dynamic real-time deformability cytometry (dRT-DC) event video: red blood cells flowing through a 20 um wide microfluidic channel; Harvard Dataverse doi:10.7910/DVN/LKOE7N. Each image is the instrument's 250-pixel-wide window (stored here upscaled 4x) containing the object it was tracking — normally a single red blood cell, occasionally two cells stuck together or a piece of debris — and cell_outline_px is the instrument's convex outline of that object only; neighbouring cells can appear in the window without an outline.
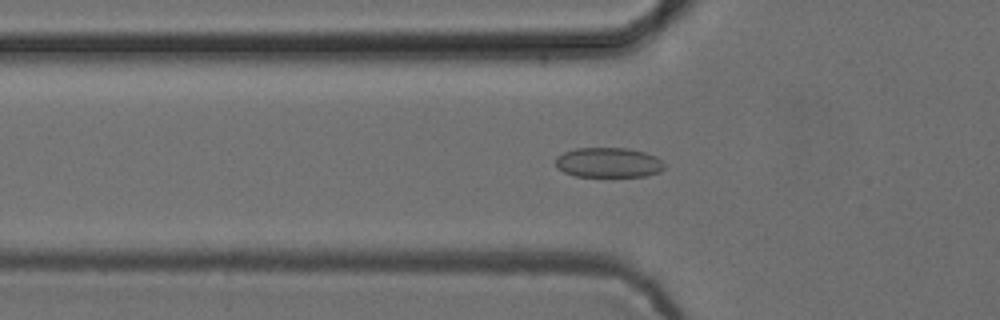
{"species": "common noctule bat (a hibernating species)", "species_latin": "Nyctalus noctula", "temperature_condition": "cold", "stored_images_in_passage": 42, "camera_frame_rate_fps": 3000, "um_per_image_px": 0.085, "animal": {"sex": "female", "body_mass_g": 24.6, "forearm_length_mm": 56.2}, "frame": {"image": 1, "passage_image": 13, "time_ms": 4.0, "image_size_px": [1000, 320], "cell_outline_px": [[664, 168], [660, 172], [644, 176], [576, 176], [564, 172], [556, 168], [556, 156], [564, 152], [576, 148], [628, 148], [644, 152], [656, 156], [664, 164]], "centroid_in_image_um": [51.7, 13.81], "position_along_channel_um": 74.1, "area_um2": 18.96}}
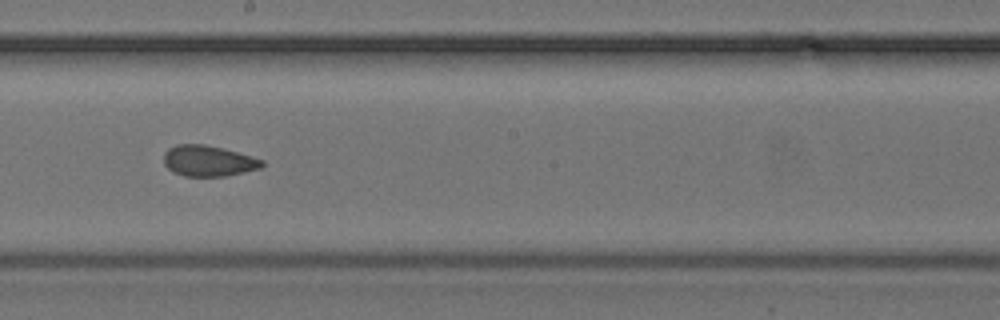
{"frame": {"image": 2, "passage_image": 25, "time_ms": 8.0, "image_size_px": [1000, 320], "cell_outline_px": [[264, 164], [260, 168], [244, 172], [224, 176], [184, 176], [172, 172], [164, 164], [164, 152], [168, 148], [176, 144], [204, 144], [224, 148], [252, 156], [264, 160]], "centroid_in_image_um": [17.7, 13.67], "position_along_channel_um": 230.5, "area_um2": 17.8}}
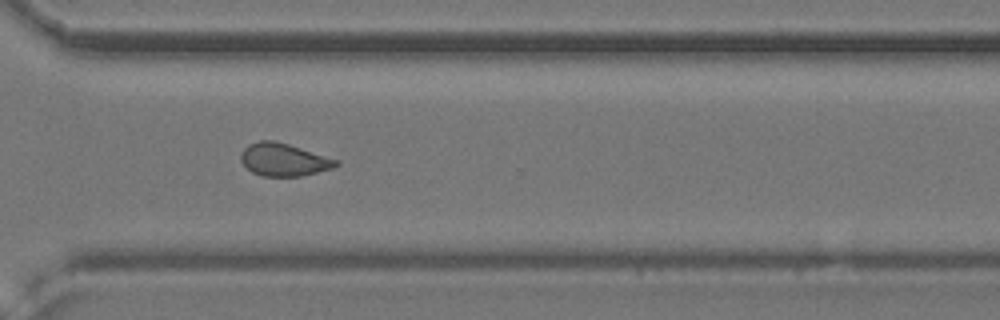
{"frame": {"image": 3, "passage_image": 34, "time_ms": 11.0, "image_size_px": [1000, 320], "cell_outline_px": [[340, 164], [332, 168], [300, 176], [264, 176], [252, 172], [240, 160], [240, 156], [244, 148], [248, 144], [260, 140], [276, 140], [340, 160]], "centroid_in_image_um": [24.12, 13.55], "position_along_channel_um": 346.5, "area_um2": 18.15}, "authors_computed_cell_mechanics": {"area_um2": 18.0625, "velocity_mm_per_s": 3.8802, "shape_relaxation_time_tau1_ms": 9.3151, "shape_relaxation_time_tau2_ms": 1.6952, "deformation_change_tau1": 0.1175, "deformation_change_tau2": 0.0438}}